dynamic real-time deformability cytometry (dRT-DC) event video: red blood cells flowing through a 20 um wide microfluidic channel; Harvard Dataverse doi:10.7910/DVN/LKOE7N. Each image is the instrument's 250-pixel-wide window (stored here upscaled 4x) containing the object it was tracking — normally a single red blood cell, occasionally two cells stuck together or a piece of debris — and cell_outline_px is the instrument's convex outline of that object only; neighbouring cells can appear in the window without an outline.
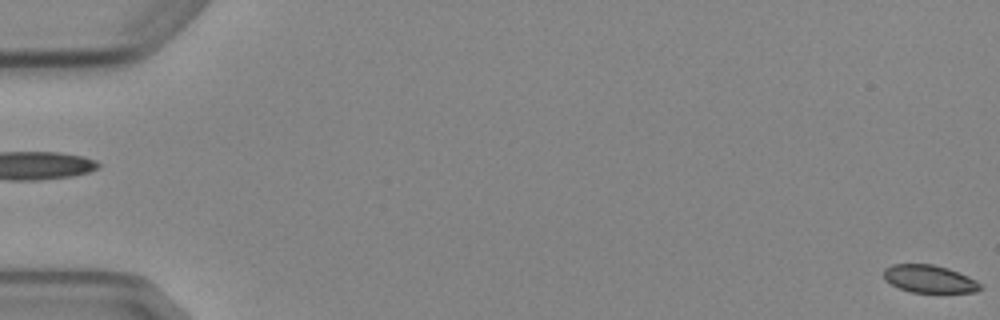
{"species": "Egyptian fruit bat (a non-hibernating species)", "species_latin": "Rousettus aegyptiacus", "temperature_condition": "cold", "stored_images_in_passage": 6, "segment_of_instrument_passage": [2, 2], "camera_frame_rate_fps": 3000, "um_per_image_px": 0.085, "animal": {"sex": "female"}, "frame": {"image": 1, "passage_image": 6, "time_ms": 6.0, "image_size_px": [1000, 320], "cell_outline_px": [[984, 288], [976, 292], [912, 292], [900, 288], [884, 280], [884, 268], [892, 264], [932, 264], [948, 268], [968, 276], [976, 280]], "centroid_in_image_um": [79.0, 23.7], "position_along_channel_um": 6.0, "area_um2": 15.55}}